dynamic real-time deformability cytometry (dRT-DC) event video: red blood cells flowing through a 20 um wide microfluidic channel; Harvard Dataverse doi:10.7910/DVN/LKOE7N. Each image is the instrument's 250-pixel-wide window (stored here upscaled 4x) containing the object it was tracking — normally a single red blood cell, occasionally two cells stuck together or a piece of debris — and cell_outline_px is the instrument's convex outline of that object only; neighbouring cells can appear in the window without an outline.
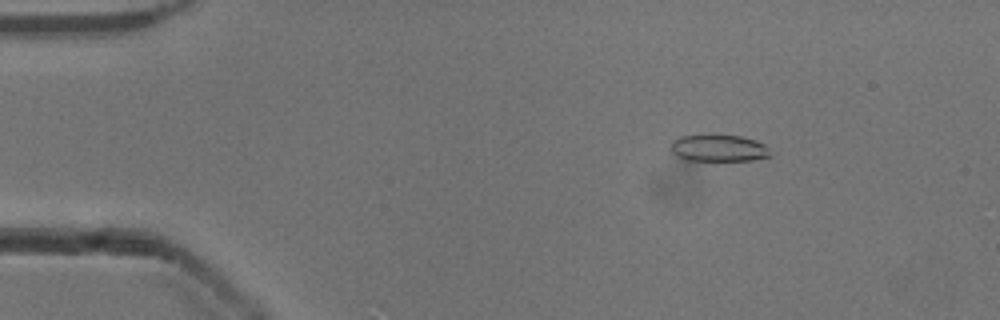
{"species": "common noctule bat (a hibernating species)", "species_latin": "Nyctalus noctula", "temperature_condition": "cold", "stored_images_in_passage": 52, "camera_frame_rate_fps": 3000, "um_per_image_px": 0.085, "animal": {"sex": "male", "body_mass_g": 13.3}, "frame": {"image": 1, "passage_image": 8, "time_ms": 2.333, "image_size_px": [1000, 320], "cell_outline_px": [[772, 156], [752, 160], [688, 160], [676, 156], [672, 152], [672, 140], [680, 136], [712, 132], [740, 136], [756, 140], [764, 144], [768, 148]], "centroid_in_image_um": [61.07, 12.54], "position_along_channel_um": 23.9, "area_um2": 16.13}}
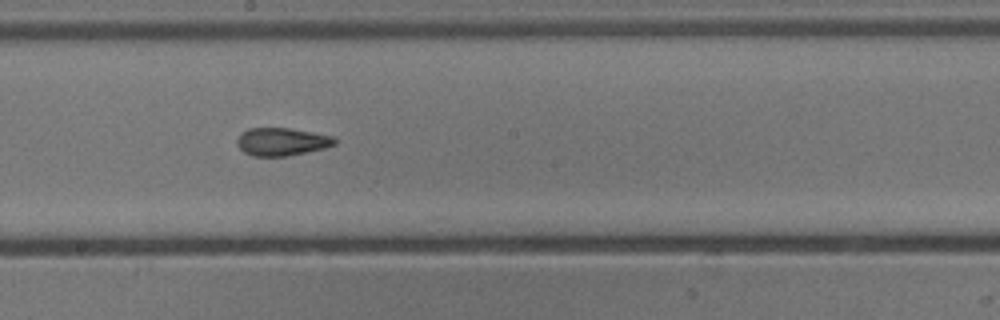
{"frame": {"image": 2, "passage_image": 29, "time_ms": 9.333, "image_size_px": [1000, 320], "cell_outline_px": [[336, 144], [324, 148], [288, 156], [252, 156], [244, 152], [236, 144], [236, 140], [240, 132], [248, 128], [288, 128], [332, 136], [336, 140]], "centroid_in_image_um": [23.9, 12.04], "position_along_channel_um": 224.3, "area_um2": 15.84}}
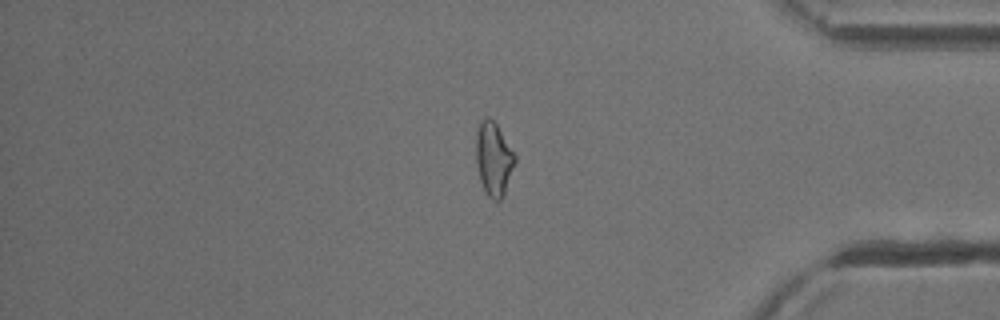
{"frame": {"image": 3, "passage_image": 44, "time_ms": 14.333, "image_size_px": [1000, 320], "cell_outline_px": [[516, 160], [504, 192], [500, 200], [492, 200], [488, 196], [480, 180], [476, 164], [476, 132], [480, 120], [484, 116], [488, 116], [496, 124], [516, 156]], "centroid_in_image_um": [41.93, 13.47], "position_along_channel_um": 393.3, "area_um2": 16.47}, "authors_computed_cell_mechanics": {"area_um2": 16.3574, "velocity_mm_per_s": 3.9175, "shape_relaxation_time_tau1_ms": 5.3946, "shape_relaxation_time_tau2_ms": 3.1604, "deformation_change_tau1": 0.1535, "deformation_change_tau2": 0.1005}}